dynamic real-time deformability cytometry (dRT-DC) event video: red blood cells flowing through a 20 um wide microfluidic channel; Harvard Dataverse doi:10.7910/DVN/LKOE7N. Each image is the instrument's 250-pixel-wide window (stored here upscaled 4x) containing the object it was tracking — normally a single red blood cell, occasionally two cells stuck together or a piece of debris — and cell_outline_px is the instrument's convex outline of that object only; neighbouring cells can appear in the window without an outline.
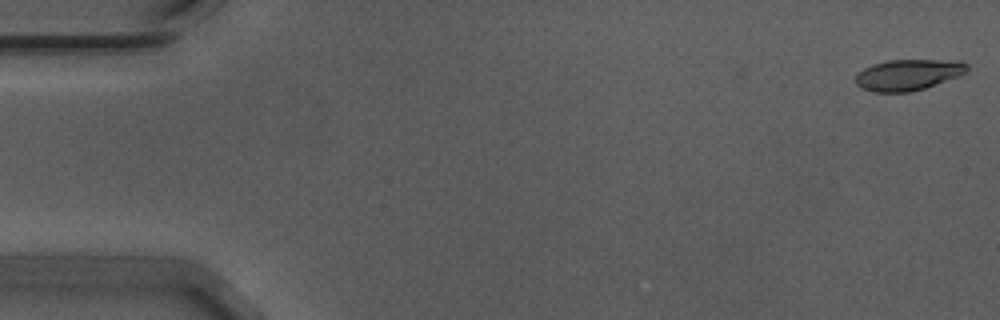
{"species": "Egyptian fruit bat (a non-hibernating species)", "species_latin": "Rousettus aegyptiacus", "temperature_condition": "warm", "stored_images_in_passage": 10, "camera_frame_rate_fps": 3000, "um_per_image_px": 0.085, "animal": {"sex": "male"}, "frame": {"image": 1, "passage_image": 1, "time_ms": 0.0, "image_size_px": [1000, 320], "cell_outline_px": [[968, 72], [960, 76], [924, 88], [908, 92], [876, 92], [860, 88], [856, 84], [856, 76], [864, 68], [872, 64], [888, 60], [936, 60], [968, 64]], "centroid_in_image_um": [77.16, 6.37], "position_along_channel_um": 7.8, "area_um2": 19.88}}